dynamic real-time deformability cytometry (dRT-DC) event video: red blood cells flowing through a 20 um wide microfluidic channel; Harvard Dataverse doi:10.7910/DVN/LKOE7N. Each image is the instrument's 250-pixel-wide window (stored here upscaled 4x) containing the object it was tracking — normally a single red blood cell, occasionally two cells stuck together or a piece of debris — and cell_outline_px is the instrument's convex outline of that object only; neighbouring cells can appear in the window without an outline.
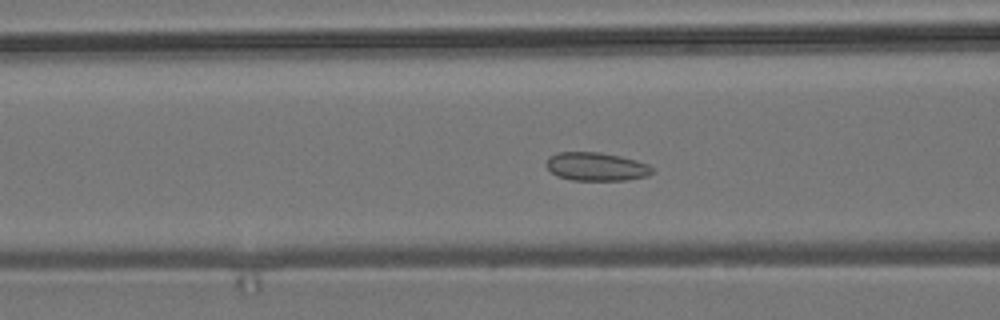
{"species": "common noctule bat (a hibernating species)", "species_latin": "Nyctalus noctula", "temperature_condition": "room temperature", "stored_images_in_passage": 41, "camera_frame_rate_fps": 3000, "um_per_image_px": 0.085, "animal": {"sex": "male", "body_mass_g": 19.2, "forearm_length_mm": 51.8}, "frame": {"image": 1, "passage_image": 6, "time_ms": 1.667, "image_size_px": [1000, 320], "cell_outline_px": [[656, 172], [648, 176], [624, 180], [572, 180], [556, 176], [544, 164], [548, 156], [556, 152], [600, 152], [620, 156], [636, 160], [648, 164], [656, 168]], "centroid_in_image_um": [50.7, 14.16], "position_along_channel_um": 115.9, "area_um2": 17.86}}
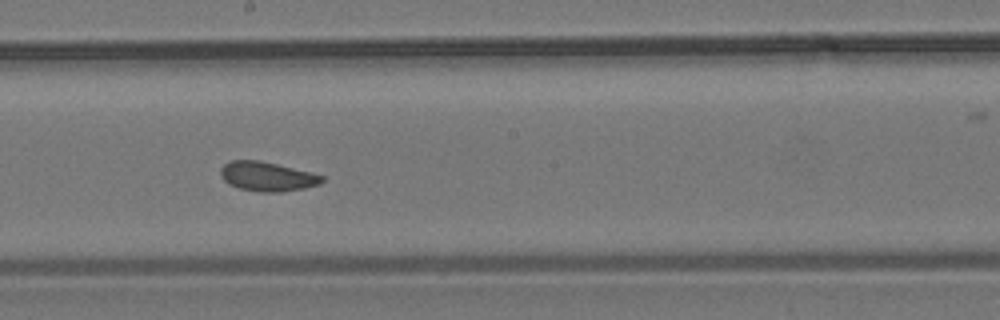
{"frame": {"image": 2, "passage_image": 15, "time_ms": 4.667, "image_size_px": [1000, 320], "cell_outline_px": [[324, 180], [320, 184], [304, 188], [280, 192], [260, 192], [240, 188], [228, 184], [220, 176], [220, 168], [224, 164], [232, 160], [260, 160], [324, 176]], "centroid_in_image_um": [22.68, 15.0], "position_along_channel_um": 225.5, "area_um2": 17.22}}
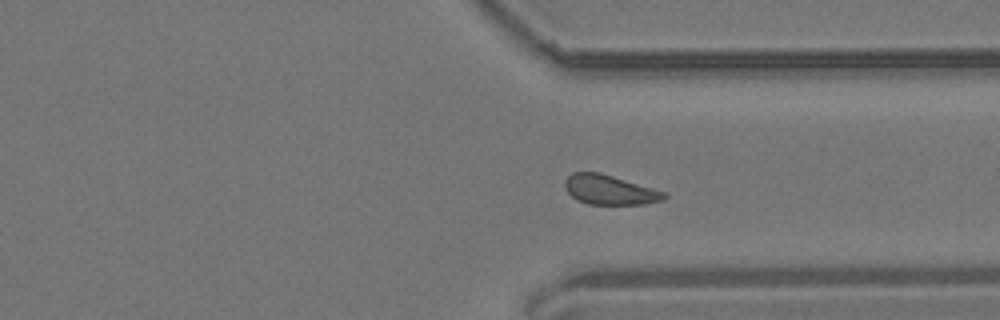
{"frame": {"image": 3, "passage_image": 26, "time_ms": 8.333, "image_size_px": [1000, 320], "cell_outline_px": [[668, 196], [664, 200], [644, 204], [588, 204], [576, 200], [564, 188], [564, 180], [572, 172], [600, 172], [668, 192]], "centroid_in_image_um": [51.84, 16.13], "position_along_channel_um": 359.6, "area_um2": 17.4}, "authors_computed_cell_mechanics": {"area_um2": 17.2244, "velocity_mm_per_s": 3.6554, "shape_relaxation_time_tau1_ms": null, "shape_relaxation_time_tau2_ms": 1.1689, "deformation_change_tau1": null, "deformation_change_tau2": 0.0816}}